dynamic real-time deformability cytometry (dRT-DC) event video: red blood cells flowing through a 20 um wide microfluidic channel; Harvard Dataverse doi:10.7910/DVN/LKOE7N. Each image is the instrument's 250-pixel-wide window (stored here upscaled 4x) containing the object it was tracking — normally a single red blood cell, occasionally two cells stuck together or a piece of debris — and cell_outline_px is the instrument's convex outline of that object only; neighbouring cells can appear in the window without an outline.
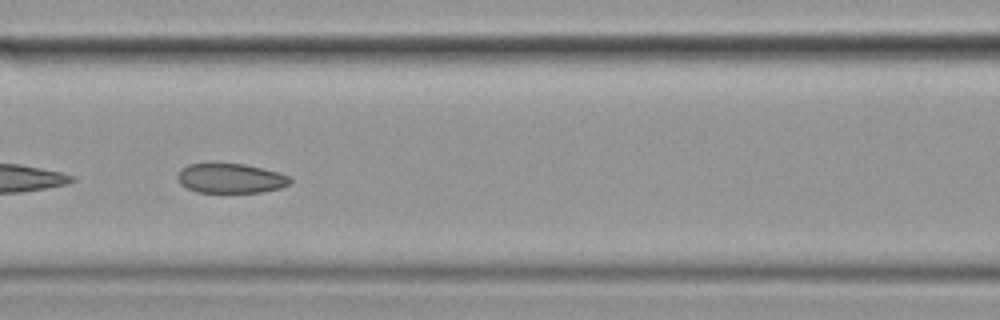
{"species": "common noctule bat (a hibernating species)", "species_latin": "Nyctalus noctula", "temperature_condition": "cold", "stored_images_in_passage": 45, "camera_frame_rate_fps": 3000, "um_per_image_px": 0.085, "animal": {"sex": "female", "body_mass_g": 19.9}, "frame": {"image": 1, "passage_image": 14, "time_ms": 4.333, "image_size_px": [1000, 320], "cell_outline_px": [[292, 184], [280, 188], [264, 192], [196, 192], [180, 184], [176, 176], [180, 168], [188, 164], [244, 164], [276, 172], [288, 176], [292, 180]], "centroid_in_image_um": [19.59, 15.17], "position_along_channel_um": 147.0, "area_um2": 19.36}}
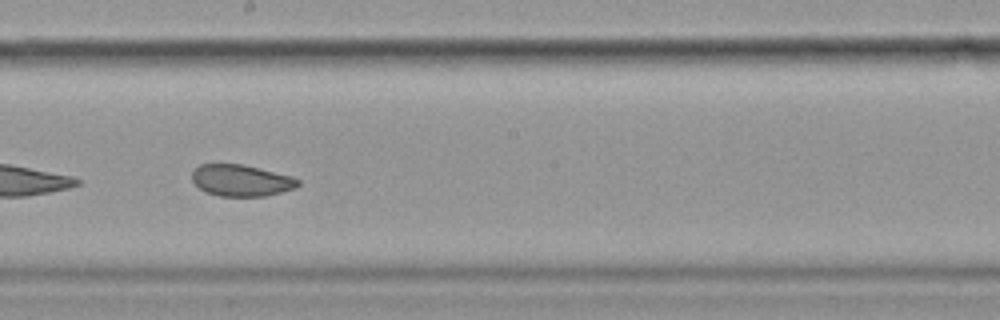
{"frame": {"image": 2, "passage_image": 21, "time_ms": 6.667, "image_size_px": [1000, 320], "cell_outline_px": [[300, 184], [296, 188], [264, 196], [220, 196], [208, 192], [200, 188], [192, 180], [192, 172], [200, 164], [244, 164], [292, 176], [300, 180]], "centroid_in_image_um": [20.53, 15.33], "position_along_channel_um": 227.7, "area_um2": 19.42}}
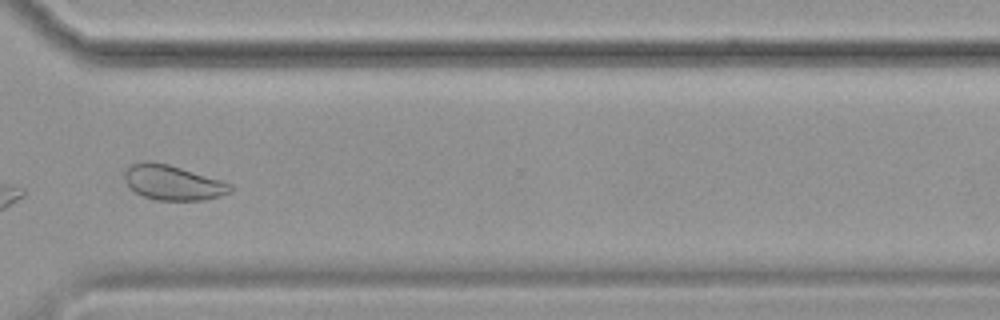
{"frame": {"image": 3, "passage_image": 32, "time_ms": 10.333, "image_size_px": [1000, 320], "cell_outline_px": [[232, 192], [208, 200], [156, 200], [144, 196], [136, 192], [124, 180], [124, 168], [132, 164], [144, 160], [152, 160], [168, 164], [220, 180], [232, 184]], "centroid_in_image_um": [14.67, 15.51], "position_along_channel_um": 355.9, "area_um2": 21.62}, "authors_computed_cell_mechanics": {"area_um2": 20.8658, "velocity_mm_per_s": 3.4758, "shape_relaxation_time_tau1_ms": 9.8273, "shape_relaxation_time_tau2_ms": 1.572, "deformation_change_tau1": 0.1421, "deformation_change_tau2": 0.0619}}